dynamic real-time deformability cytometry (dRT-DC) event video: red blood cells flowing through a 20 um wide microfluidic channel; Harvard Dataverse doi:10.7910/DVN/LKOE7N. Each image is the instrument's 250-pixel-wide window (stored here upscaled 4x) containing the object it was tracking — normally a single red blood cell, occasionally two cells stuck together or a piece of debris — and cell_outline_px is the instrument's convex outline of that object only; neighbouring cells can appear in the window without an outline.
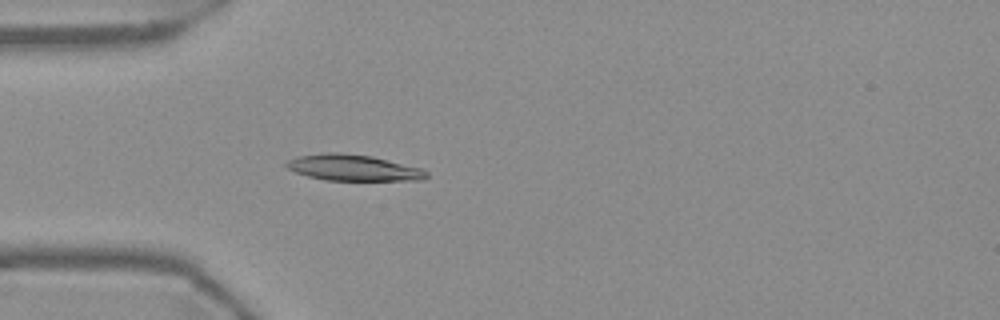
{"species": "Egyptian fruit bat (a non-hibernating species)", "species_latin": "Rousettus aegyptiacus", "temperature_condition": "warm", "stored_images_in_passage": 48, "camera_frame_rate_fps": 3000, "um_per_image_px": 0.085, "frame": {"image": 1, "passage_image": 9, "time_ms": 2.667, "image_size_px": [1000, 320], "cell_outline_px": [[428, 176], [424, 180], [324, 180], [308, 176], [296, 172], [288, 168], [284, 164], [288, 160], [296, 156], [324, 152], [340, 152], [372, 156], [420, 168], [428, 172]], "centroid_in_image_um": [30.0, 14.25], "position_along_channel_um": 55.0, "area_um2": 21.33}}
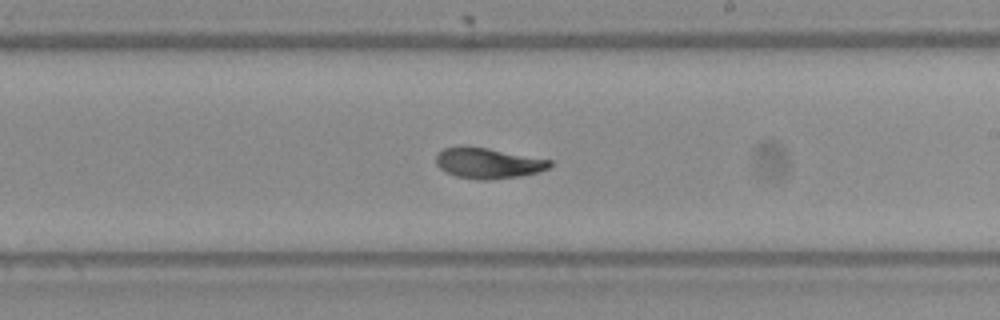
{"frame": {"image": 2, "passage_image": 25, "time_ms": 8.0, "image_size_px": [1000, 320], "cell_outline_px": [[552, 164], [548, 168], [536, 172], [520, 176], [488, 180], [476, 180], [456, 176], [440, 168], [436, 164], [436, 152], [444, 148], [460, 144], [464, 144], [488, 148], [552, 160]], "centroid_in_image_um": [41.43, 13.84], "position_along_channel_um": 247.6, "area_um2": 20.58}}
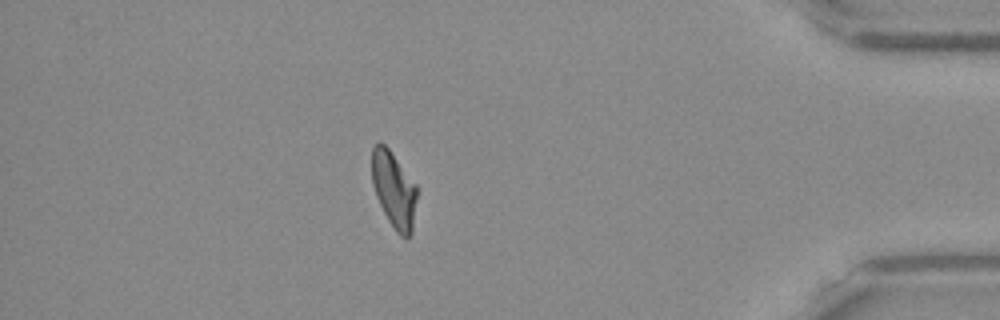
{"frame": {"image": 3, "passage_image": 41, "time_ms": 13.333, "image_size_px": [1000, 320], "cell_outline_px": [[416, 200], [412, 232], [408, 236], [400, 236], [396, 232], [388, 220], [376, 196], [372, 184], [372, 148], [380, 140], [388, 148], [416, 184]], "centroid_in_image_um": [33.46, 16.11], "position_along_channel_um": 401.7, "area_um2": 19.77}, "authors_computed_cell_mechanics": {"area_um2": 20.4034, "velocity_mm_per_s": 3.709, "shape_relaxation_time_tau1_ms": 6.1797, "shape_relaxation_time_tau2_ms": 2.2429, "deformation_change_tau1": 0.2141, "deformation_change_tau2": 0.0746}}